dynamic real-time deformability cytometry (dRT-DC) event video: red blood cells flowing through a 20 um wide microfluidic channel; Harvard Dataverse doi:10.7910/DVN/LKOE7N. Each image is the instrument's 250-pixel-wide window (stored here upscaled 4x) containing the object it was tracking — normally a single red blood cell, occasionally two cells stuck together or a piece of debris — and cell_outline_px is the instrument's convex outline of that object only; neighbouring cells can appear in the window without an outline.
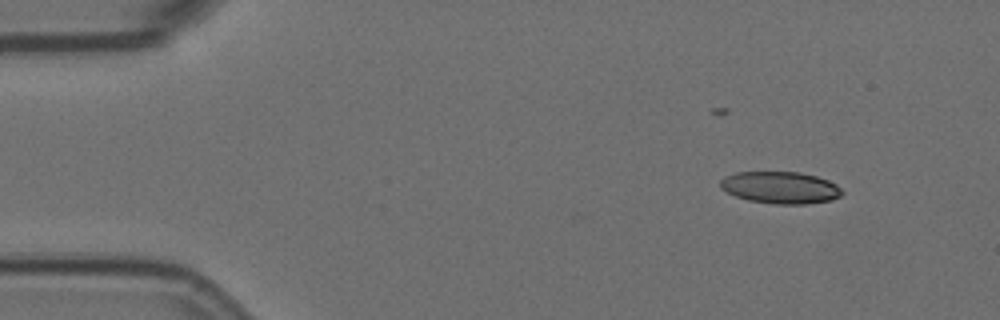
{"species": "Egyptian fruit bat (a non-hibernating species)", "species_latin": "Rousettus aegyptiacus", "temperature_condition": "room temperature", "stored_images_in_passage": 4, "camera_frame_rate_fps": 3000, "um_per_image_px": 0.085, "animal": {"sex": "female"}, "frame": {"image": 1, "passage_image": 1, "time_ms": 0.0, "image_size_px": [1000, 320], "cell_outline_px": [[844, 192], [840, 196], [832, 200], [804, 204], [772, 204], [748, 200], [736, 196], [720, 188], [720, 180], [724, 176], [736, 172], [800, 172], [816, 176], [828, 180], [836, 184]], "centroid_in_image_um": [66.33, 15.94], "position_along_channel_um": 18.7, "area_um2": 22.77}}